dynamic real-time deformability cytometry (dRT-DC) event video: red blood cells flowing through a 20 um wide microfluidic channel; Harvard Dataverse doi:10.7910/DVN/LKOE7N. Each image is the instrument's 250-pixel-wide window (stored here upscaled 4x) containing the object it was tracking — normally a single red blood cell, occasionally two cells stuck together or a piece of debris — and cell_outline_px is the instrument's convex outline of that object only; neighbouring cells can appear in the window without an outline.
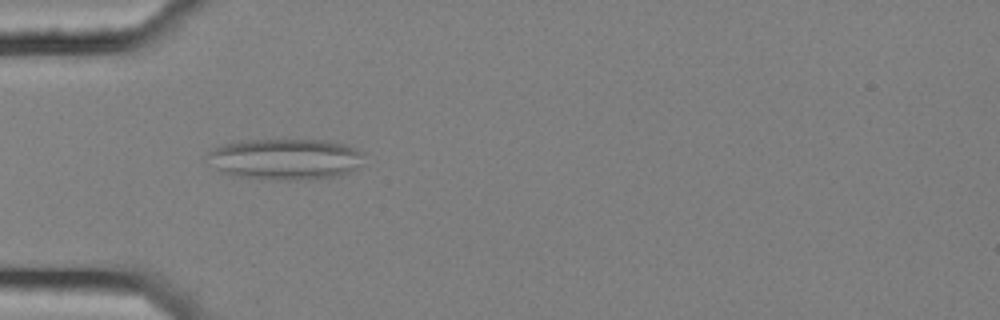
{"species": "common noctule bat (a hibernating species)", "species_latin": "Nyctalus noctula", "temperature_condition": "cold", "stored_images_in_passage": 13, "camera_frame_rate_fps": 3000, "um_per_image_px": 0.085, "animal": {"sex": "female", "body_mass_g": 25.1}, "frame": {"image": 1, "passage_image": 7, "time_ms": 2.0, "image_size_px": [1000, 320], "cell_outline_px": [[364, 152], [360, 164], [356, 168], [348, 172], [336, 176], [308, 180], [276, 180], [232, 176], [220, 172], [204, 156], [208, 152], [232, 140], [324, 140], [344, 144], [356, 148]], "centroid_in_image_um": [24.21, 13.53], "position_along_channel_um": 60.8, "area_um2": 37.86}}